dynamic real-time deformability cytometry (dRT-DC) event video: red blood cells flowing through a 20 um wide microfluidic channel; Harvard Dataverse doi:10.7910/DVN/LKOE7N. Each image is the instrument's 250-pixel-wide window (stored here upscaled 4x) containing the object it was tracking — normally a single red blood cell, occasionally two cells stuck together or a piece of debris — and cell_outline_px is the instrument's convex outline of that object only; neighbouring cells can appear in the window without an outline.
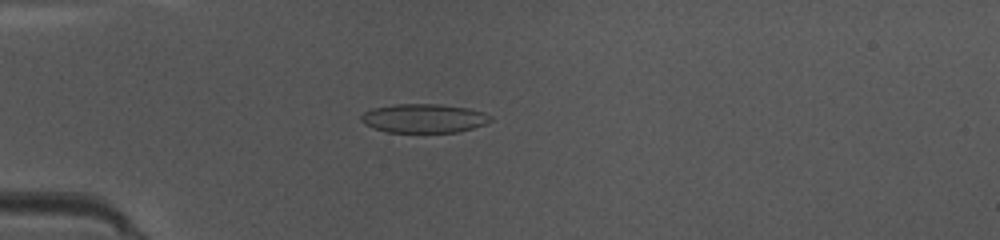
{"species": "common noctule bat (a hibernating species)", "species_latin": "Nyctalus noctula", "temperature_condition": "warm", "stored_images_in_passage": 45, "camera_frame_rate_fps": 3000, "um_per_image_px": 0.085, "animal": {"sex": "female", "body_mass_g": 10.0, "forearm_length_mm": 53.1}, "frame": {"image": 1, "passage_image": 11, "time_ms": 3.333, "image_size_px": [1000, 240], "cell_outline_px": [[492, 120], [484, 124], [472, 128], [456, 132], [388, 132], [364, 124], [360, 120], [360, 116], [364, 112], [372, 108], [396, 104], [440, 104], [468, 108], [484, 112], [492, 116]], "centroid_in_image_um": [36.03, 10.05], "position_along_channel_um": 49.0, "area_um2": 21.73}}
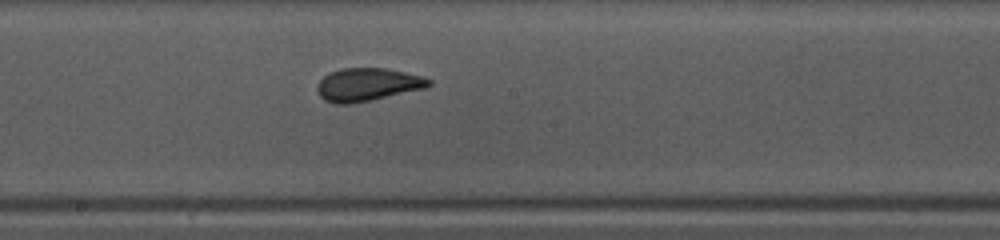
{"frame": {"image": 2, "passage_image": 24, "time_ms": 7.667, "image_size_px": [1000, 240], "cell_outline_px": [[432, 84], [424, 88], [368, 100], [348, 104], [336, 104], [324, 100], [320, 96], [316, 88], [316, 84], [324, 76], [340, 68], [388, 68], [420, 76], [432, 80]], "centroid_in_image_um": [31.2, 7.18], "position_along_channel_um": 217.0, "area_um2": 21.15}}
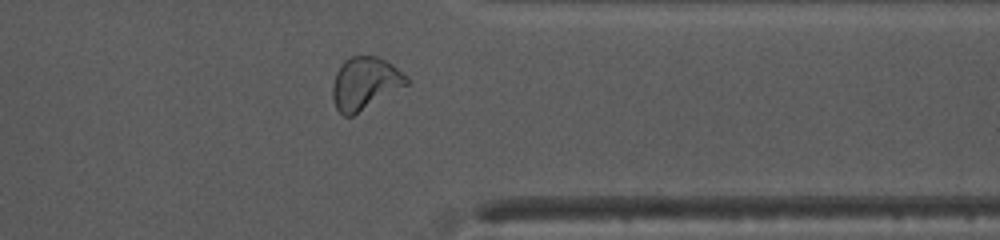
{"frame": {"image": 3, "passage_image": 36, "time_ms": 11.667, "image_size_px": [1000, 240], "cell_outline_px": [[408, 84], [352, 116], [344, 116], [336, 108], [332, 100], [332, 84], [336, 72], [344, 60], [348, 56], [376, 56], [392, 64], [408, 76]], "centroid_in_image_um": [30.99, 7.07], "position_along_channel_um": 380.4, "area_um2": 22.54}, "authors_computed_cell_mechanics": {"area_um2": 21.675, "velocity_mm_per_s": 4.1677, "shape_relaxation_time_tau1_ms": 8.7619, "shape_relaxation_time_tau2_ms": 0.8532, "deformation_change_tau1": 0.2324, "deformation_change_tau2": 0.0663}}